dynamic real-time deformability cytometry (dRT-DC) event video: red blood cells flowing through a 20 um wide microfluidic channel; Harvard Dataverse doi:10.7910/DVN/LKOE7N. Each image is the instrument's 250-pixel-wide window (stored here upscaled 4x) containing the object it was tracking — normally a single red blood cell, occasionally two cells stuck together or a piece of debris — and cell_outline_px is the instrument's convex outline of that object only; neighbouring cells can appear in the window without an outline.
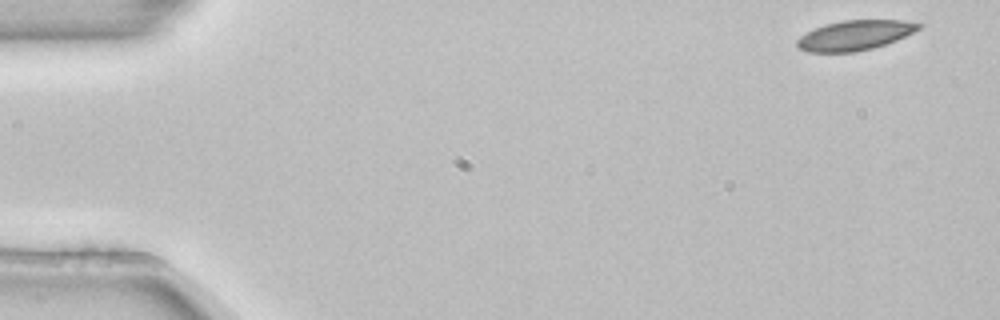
{"species": "common noctule bat (a hibernating species)", "species_latin": "Nyctalus noctula", "temperature_condition": "room temperature", "stored_images_in_passage": 5, "segment_of_instrument_passage": [1, 2], "camera_frame_rate_fps": 3000, "um_per_image_px": 0.085, "animal": {"sex": "female", "body_mass_g": 22.7, "forearm_length_mm": 54.2}, "frame": {"image": 1, "passage_image": 1, "time_ms": 0.0, "image_size_px": [1000, 320], "cell_outline_px": [[924, 24], [920, 28], [896, 40], [872, 48], [856, 52], [808, 52], [800, 48], [796, 44], [796, 40], [800, 36], [824, 24], [844, 20], [904, 20]], "centroid_in_image_um": [72.66, 2.99], "position_along_channel_um": 12.3, "area_um2": 20.98}}
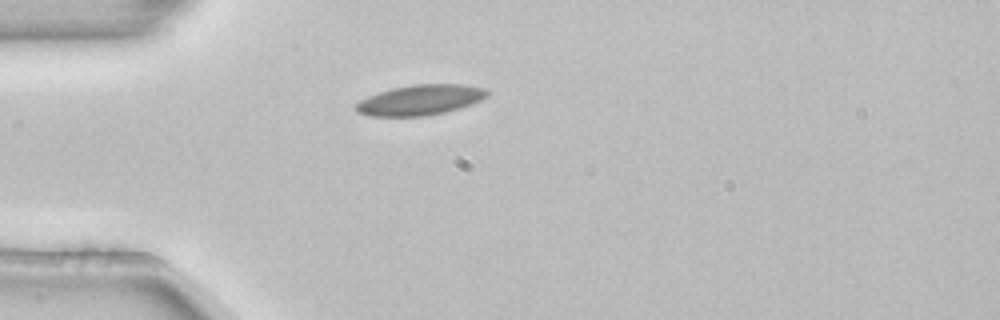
{"frame": {"image": 2, "passage_image": 4, "time_ms": 1.0, "image_size_px": [1000, 320], "cell_outline_px": [[488, 96], [480, 100], [460, 108], [444, 112], [424, 116], [368, 116], [356, 112], [356, 104], [360, 100], [368, 96], [392, 88], [412, 84], [460, 84], [484, 88], [488, 92]], "centroid_in_image_um": [35.7, 8.5], "position_along_channel_um": 49.3, "area_um2": 23.06}}